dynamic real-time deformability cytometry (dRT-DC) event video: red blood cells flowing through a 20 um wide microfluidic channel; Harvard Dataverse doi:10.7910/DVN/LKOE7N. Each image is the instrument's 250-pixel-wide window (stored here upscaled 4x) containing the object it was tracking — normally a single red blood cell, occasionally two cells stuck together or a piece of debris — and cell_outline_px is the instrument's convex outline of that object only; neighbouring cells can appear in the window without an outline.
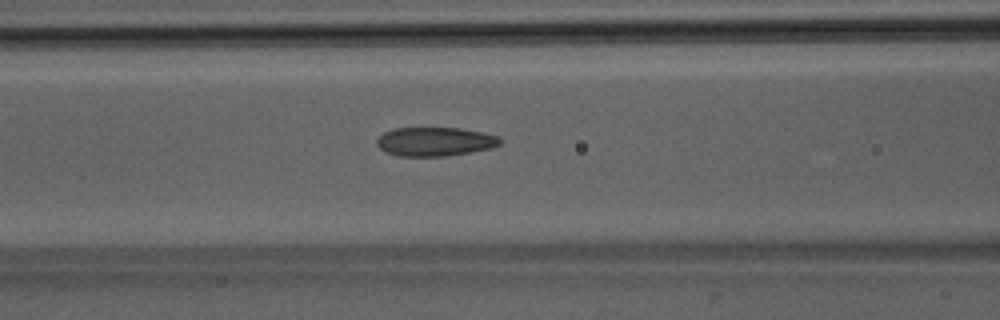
{"species": "Egyptian fruit bat (a non-hibernating species)", "species_latin": "Rousettus aegyptiacus", "temperature_condition": "room temperature", "stored_images_in_passage": 39, "camera_frame_rate_fps": 3000, "um_per_image_px": 0.085, "animal": {"sex": "male"}, "frame": {"image": 1, "passage_image": 13, "time_ms": 4.0, "image_size_px": [1000, 320], "cell_outline_px": [[500, 144], [492, 148], [448, 156], [396, 156], [384, 152], [376, 144], [376, 140], [384, 132], [396, 128], [460, 128], [480, 132], [496, 136], [500, 140]], "centroid_in_image_um": [36.92, 12.05], "position_along_channel_um": 129.7, "area_um2": 20.69}}
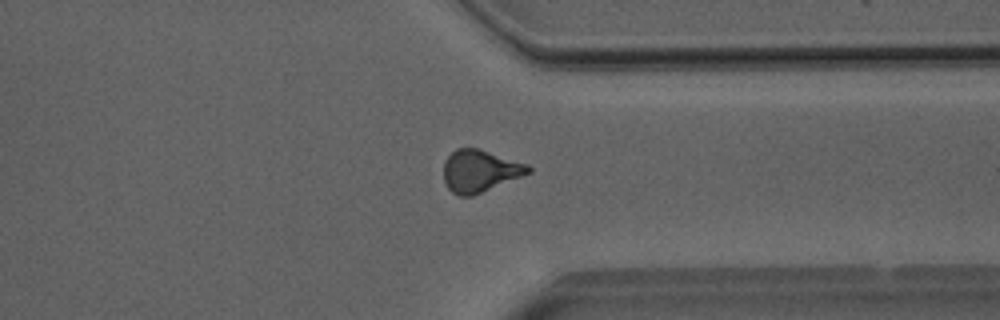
{"frame": {"image": 2, "passage_image": 31, "time_ms": 10.0, "image_size_px": [1000, 320], "cell_outline_px": [[532, 172], [472, 196], [456, 196], [448, 188], [444, 180], [444, 160], [456, 148], [476, 148], [528, 164], [532, 168]], "centroid_in_image_um": [40.78, 14.54], "position_along_channel_um": 370.6, "area_um2": 20.69}}
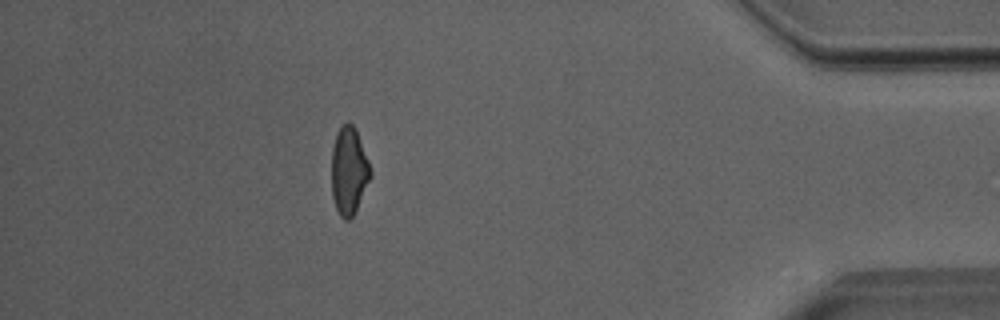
{"frame": {"image": 3, "passage_image": 37, "time_ms": 12.0, "image_size_px": [1000, 320], "cell_outline_px": [[372, 176], [356, 212], [348, 220], [344, 220], [340, 216], [336, 208], [332, 196], [332, 148], [336, 132], [344, 124], [352, 124], [356, 128], [368, 160], [372, 172]], "centroid_in_image_um": [29.67, 14.55], "position_along_channel_um": 405.5, "area_um2": 20.0}}